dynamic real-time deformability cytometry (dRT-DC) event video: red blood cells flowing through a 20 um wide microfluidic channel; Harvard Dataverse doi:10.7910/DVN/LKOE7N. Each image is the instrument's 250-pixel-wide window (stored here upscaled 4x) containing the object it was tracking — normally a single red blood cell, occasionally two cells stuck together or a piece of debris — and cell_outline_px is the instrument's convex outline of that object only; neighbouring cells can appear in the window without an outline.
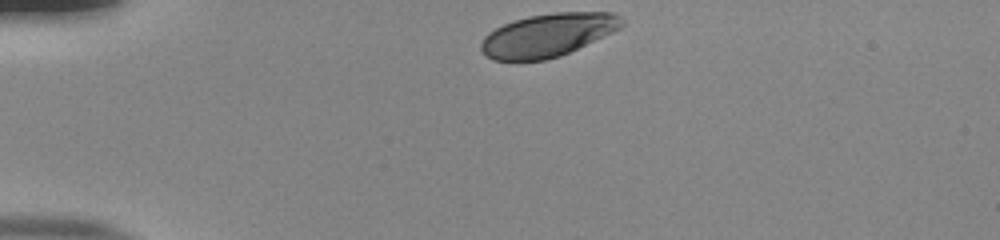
{"species": "human", "species_latin": "Homo sapiens", "temperature_condition": "room temperature", "stored_images_in_passage": 33, "camera_frame_rate_fps": 3000, "um_per_image_px": 0.085, "donor": {"sex": "male"}, "frame": {"image": 1, "passage_image": 1, "time_ms": 0.0, "image_size_px": [1000, 240], "cell_outline_px": [[624, 24], [620, 28], [612, 32], [560, 56], [544, 60], [492, 60], [480, 48], [480, 44], [484, 36], [488, 32], [504, 24], [528, 16], [556, 12], [612, 12], [620, 16]], "centroid_in_image_um": [46.56, 2.97], "position_along_channel_um": 38.4, "area_um2": 35.03}}
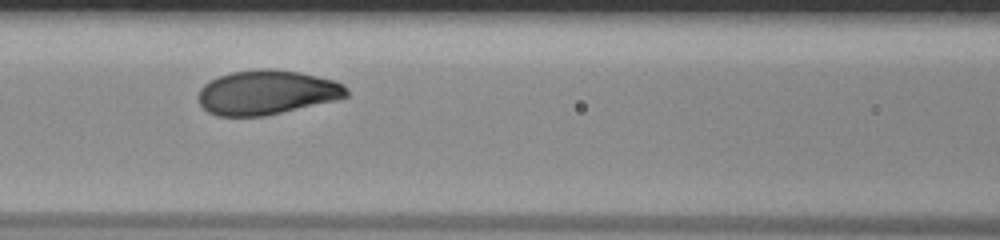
{"frame": {"image": 2, "passage_image": 13, "time_ms": 4.0, "image_size_px": [1000, 240], "cell_outline_px": [[348, 96], [336, 100], [264, 116], [216, 116], [208, 112], [200, 104], [196, 96], [200, 88], [208, 80], [232, 72], [256, 68], [268, 68], [300, 72], [332, 80], [344, 84], [348, 88]], "centroid_in_image_um": [22.64, 7.85], "position_along_channel_um": 144.0, "area_um2": 38.55}}
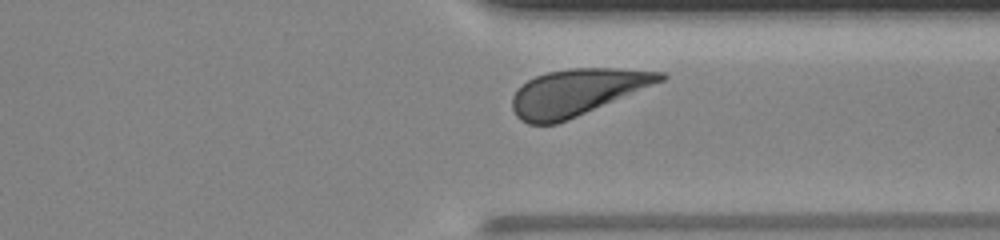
{"frame": {"image": 3, "passage_image": 30, "time_ms": 9.667, "image_size_px": [1000, 240], "cell_outline_px": [[668, 76], [664, 80], [568, 120], [556, 124], [528, 124], [520, 120], [516, 116], [512, 108], [512, 96], [528, 80], [536, 76], [548, 72], [568, 68], [616, 68], [664, 72]], "centroid_in_image_um": [49.03, 7.84], "position_along_channel_um": 362.4, "area_um2": 39.77}, "authors_computed_cell_mechanics": {"area_um2": 38.6682, "velocity_mm_per_s": 3.8498, "shape_relaxation_time_tau1_ms": 2.2903, "shape_relaxation_time_tau2_ms": null, "deformation_change_tau1": 0.1218, "deformation_change_tau2": null}}